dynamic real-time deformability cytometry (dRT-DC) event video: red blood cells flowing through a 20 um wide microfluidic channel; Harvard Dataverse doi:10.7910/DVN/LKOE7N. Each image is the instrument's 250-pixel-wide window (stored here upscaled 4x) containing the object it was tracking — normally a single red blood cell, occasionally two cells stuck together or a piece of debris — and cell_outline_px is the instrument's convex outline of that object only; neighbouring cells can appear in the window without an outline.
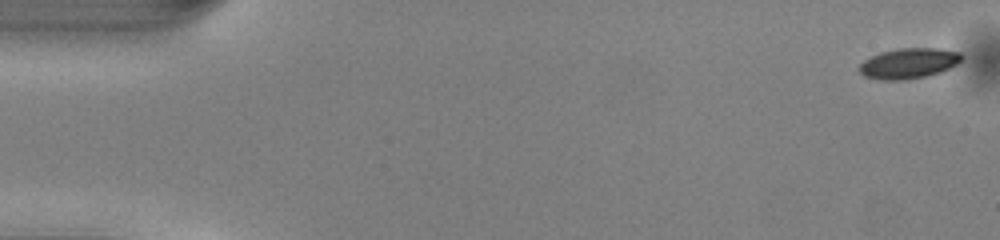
{"species": "common noctule bat (a hibernating species)", "species_latin": "Nyctalus noctula", "temperature_condition": "warm", "stored_images_in_passage": 12, "camera_frame_rate_fps": 3000, "um_per_image_px": 0.085, "animal": {"sex": "male", "body_mass_g": 13.0, "forearm_length_mm": 53.1}, "frame": {"image": 1, "passage_image": 1, "time_ms": 0.0, "image_size_px": [1000, 240], "cell_outline_px": [[964, 56], [956, 64], [940, 72], [908, 80], [880, 80], [864, 76], [860, 72], [860, 64], [864, 60], [880, 52], [900, 48], [936, 48], [960, 52]], "centroid_in_image_um": [77.23, 5.38], "position_along_channel_um": 7.8, "area_um2": 18.03}}